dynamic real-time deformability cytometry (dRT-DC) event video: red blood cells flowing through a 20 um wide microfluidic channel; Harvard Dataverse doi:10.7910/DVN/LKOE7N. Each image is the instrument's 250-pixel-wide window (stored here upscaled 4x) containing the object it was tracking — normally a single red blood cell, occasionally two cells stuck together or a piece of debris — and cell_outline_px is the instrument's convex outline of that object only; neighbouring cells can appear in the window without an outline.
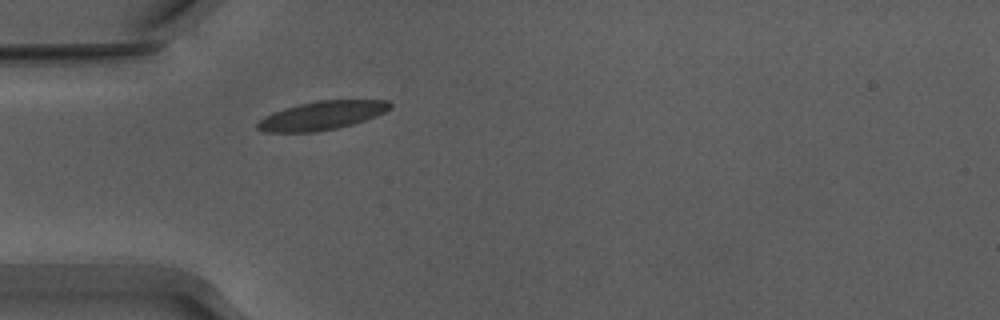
{"species": "Egyptian fruit bat (a non-hibernating species)", "species_latin": "Rousettus aegyptiacus", "temperature_condition": "warm", "stored_images_in_passage": 35, "camera_frame_rate_fps": 3000, "um_per_image_px": 0.085, "animal": {"sex": "male"}, "frame": {"image": 1, "passage_image": 1, "time_ms": 0.0, "image_size_px": [1000, 320], "cell_outline_px": [[392, 108], [376, 116], [352, 124], [336, 128], [316, 132], [264, 132], [256, 128], [256, 124], [264, 116], [272, 112], [284, 108], [300, 104], [320, 100], [388, 100], [392, 104]], "centroid_in_image_um": [27.35, 9.82], "position_along_channel_um": 57.7, "area_um2": 22.08}}
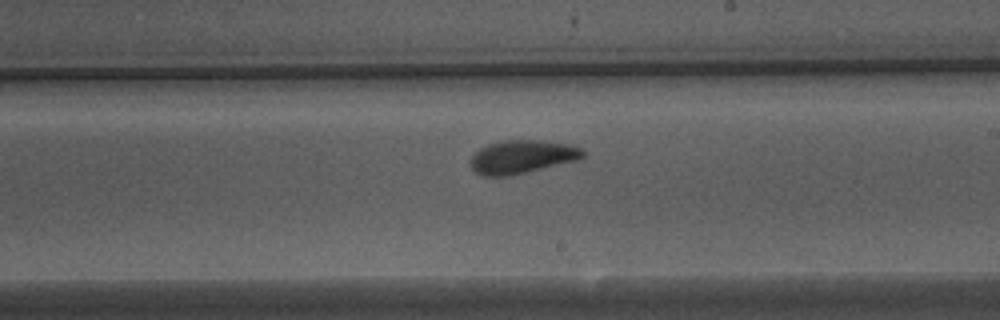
{"frame": {"image": 2, "passage_image": 16, "time_ms": 5.0, "image_size_px": [1000, 320], "cell_outline_px": [[584, 156], [580, 160], [512, 176], [484, 176], [476, 172], [472, 168], [472, 156], [480, 148], [488, 144], [504, 140], [540, 140], [568, 144], [580, 148], [584, 152]], "centroid_in_image_um": [44.41, 13.34], "position_along_channel_um": 244.6, "area_um2": 21.91}}
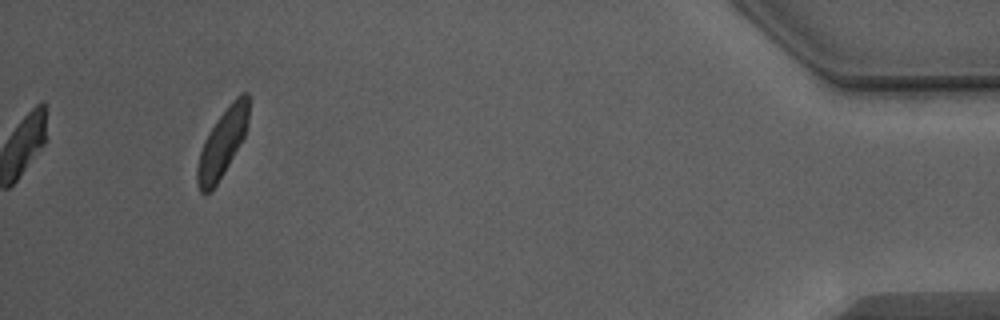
{"frame": {"image": 3, "passage_image": 35, "time_ms": 11.333, "image_size_px": [1000, 320], "cell_outline_px": [[248, 124], [244, 136], [228, 164], [216, 184], [208, 192], [200, 192], [196, 184], [196, 168], [200, 152], [204, 140], [208, 132], [216, 120], [232, 100], [240, 92], [248, 92]], "centroid_in_image_um": [18.88, 12.12], "position_along_channel_um": 416.3, "area_um2": 19.94}, "authors_computed_cell_mechanics": {"area_um2": 21.0392, "velocity_mm_per_s": 3.8458, "shape_relaxation_time_tau1_ms": 2.1464, "shape_relaxation_time_tau2_ms": 1.6638, "deformation_change_tau1": 0.1329, "deformation_change_tau2": 0.0791}}